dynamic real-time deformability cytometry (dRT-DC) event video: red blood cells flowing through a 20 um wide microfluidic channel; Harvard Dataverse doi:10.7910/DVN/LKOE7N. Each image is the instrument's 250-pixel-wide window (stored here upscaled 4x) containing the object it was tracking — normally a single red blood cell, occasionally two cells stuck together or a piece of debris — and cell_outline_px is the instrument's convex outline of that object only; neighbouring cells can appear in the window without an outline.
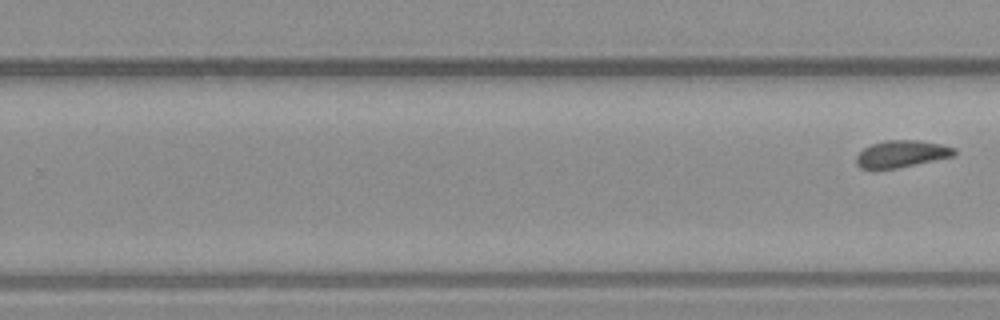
{"species": "common noctule bat (a hibernating species)", "species_latin": "Nyctalus noctula", "temperature_condition": "warm", "stored_images_in_passage": 10, "segment_of_instrument_passage": [2, 2], "camera_frame_rate_fps": 3000, "um_per_image_px": 0.085, "animal": {"sex": "male", "body_mass_g": 23.1, "forearm_length_mm": 52.7}, "frame": {"image": 1, "passage_image": 10, "time_ms": 3.0, "image_size_px": [1000, 320], "cell_outline_px": [[956, 156], [896, 168], [860, 168], [856, 164], [856, 156], [864, 148], [872, 144], [884, 140], [916, 140], [940, 144], [956, 148]], "centroid_in_image_um": [76.66, 13.07], "position_along_channel_um": 253.1, "area_um2": 15.32}}